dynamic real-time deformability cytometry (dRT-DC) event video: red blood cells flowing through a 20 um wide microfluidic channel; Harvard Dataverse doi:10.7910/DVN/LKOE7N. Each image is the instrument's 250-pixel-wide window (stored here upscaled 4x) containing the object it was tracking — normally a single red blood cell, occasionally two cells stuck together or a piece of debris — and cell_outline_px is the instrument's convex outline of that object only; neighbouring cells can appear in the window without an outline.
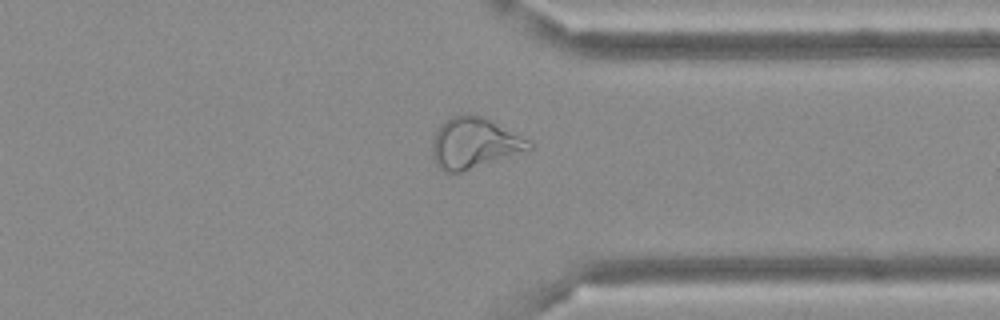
{"species": "Egyptian fruit bat (a non-hibernating species)", "species_latin": "Rousettus aegyptiacus", "temperature_condition": "cold", "stored_images_in_passage": 47, "camera_frame_rate_fps": 3000, "um_per_image_px": 0.085, "frame": {"image": 1, "passage_image": 36, "time_ms": 11.667, "image_size_px": [1000, 320], "cell_outline_px": [[532, 148], [460, 172], [444, 172], [432, 160], [432, 140], [440, 124], [444, 120], [452, 116], [464, 112], [468, 112], [480, 116], [528, 140], [532, 144]], "centroid_in_image_um": [40.2, 12.15], "position_along_channel_um": 371.2, "area_um2": 28.03}}
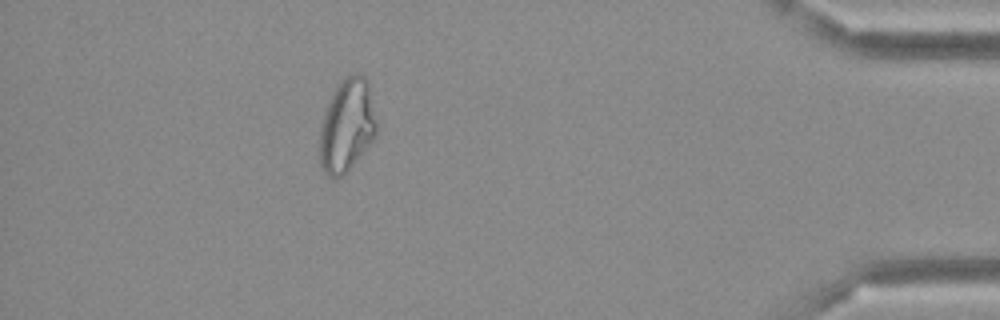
{"frame": {"image": 2, "passage_image": 42, "time_ms": 13.667, "image_size_px": [1000, 320], "cell_outline_px": [[380, 128], [376, 136], [352, 164], [336, 180], [332, 180], [324, 172], [320, 164], [320, 128], [332, 92], [344, 76], [352, 72], [356, 72], [364, 76], [368, 80]], "centroid_in_image_um": [29.53, 10.62], "position_along_channel_um": 405.7, "area_um2": 31.21}}